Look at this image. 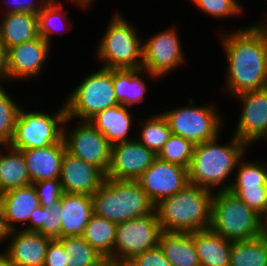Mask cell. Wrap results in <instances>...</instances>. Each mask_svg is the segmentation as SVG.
I'll list each match as a JSON object with an SVG mask.
<instances>
[{
    "label": "cell",
    "mask_w": 267,
    "mask_h": 266,
    "mask_svg": "<svg viewBox=\"0 0 267 266\" xmlns=\"http://www.w3.org/2000/svg\"><path fill=\"white\" fill-rule=\"evenodd\" d=\"M242 105L234 136L248 146L267 140V87L235 96ZM266 139V140H265Z\"/></svg>",
    "instance_id": "5bb4252c"
},
{
    "label": "cell",
    "mask_w": 267,
    "mask_h": 266,
    "mask_svg": "<svg viewBox=\"0 0 267 266\" xmlns=\"http://www.w3.org/2000/svg\"><path fill=\"white\" fill-rule=\"evenodd\" d=\"M36 189L40 206L49 208L64 194L60 179H48L32 183Z\"/></svg>",
    "instance_id": "74e56055"
},
{
    "label": "cell",
    "mask_w": 267,
    "mask_h": 266,
    "mask_svg": "<svg viewBox=\"0 0 267 266\" xmlns=\"http://www.w3.org/2000/svg\"><path fill=\"white\" fill-rule=\"evenodd\" d=\"M128 266H172L158 245L155 248L135 255L127 262Z\"/></svg>",
    "instance_id": "ab89813d"
},
{
    "label": "cell",
    "mask_w": 267,
    "mask_h": 266,
    "mask_svg": "<svg viewBox=\"0 0 267 266\" xmlns=\"http://www.w3.org/2000/svg\"><path fill=\"white\" fill-rule=\"evenodd\" d=\"M214 192L187 184L161 200L155 210L162 231L192 233L210 228Z\"/></svg>",
    "instance_id": "3957f363"
},
{
    "label": "cell",
    "mask_w": 267,
    "mask_h": 266,
    "mask_svg": "<svg viewBox=\"0 0 267 266\" xmlns=\"http://www.w3.org/2000/svg\"><path fill=\"white\" fill-rule=\"evenodd\" d=\"M20 151L26 161L31 184L60 178L62 159L66 152L63 139L51 146Z\"/></svg>",
    "instance_id": "d6986e66"
},
{
    "label": "cell",
    "mask_w": 267,
    "mask_h": 266,
    "mask_svg": "<svg viewBox=\"0 0 267 266\" xmlns=\"http://www.w3.org/2000/svg\"><path fill=\"white\" fill-rule=\"evenodd\" d=\"M143 124V125H142ZM141 129L137 134V139L142 145L154 151L156 154L162 149L167 142L172 132L169 128L168 122L162 113L153 114L144 122L140 123Z\"/></svg>",
    "instance_id": "f546056e"
},
{
    "label": "cell",
    "mask_w": 267,
    "mask_h": 266,
    "mask_svg": "<svg viewBox=\"0 0 267 266\" xmlns=\"http://www.w3.org/2000/svg\"><path fill=\"white\" fill-rule=\"evenodd\" d=\"M93 213L116 224L152 213L155 205L138 181L105 179L92 195Z\"/></svg>",
    "instance_id": "277c9868"
},
{
    "label": "cell",
    "mask_w": 267,
    "mask_h": 266,
    "mask_svg": "<svg viewBox=\"0 0 267 266\" xmlns=\"http://www.w3.org/2000/svg\"><path fill=\"white\" fill-rule=\"evenodd\" d=\"M58 240L63 244L67 266H93L102 257L82 236L64 237Z\"/></svg>",
    "instance_id": "4dcf8cb0"
},
{
    "label": "cell",
    "mask_w": 267,
    "mask_h": 266,
    "mask_svg": "<svg viewBox=\"0 0 267 266\" xmlns=\"http://www.w3.org/2000/svg\"><path fill=\"white\" fill-rule=\"evenodd\" d=\"M39 206V198L33 184L1 193L0 209L11 231L18 230V223L22 225L28 222L34 209Z\"/></svg>",
    "instance_id": "ffe728a7"
},
{
    "label": "cell",
    "mask_w": 267,
    "mask_h": 266,
    "mask_svg": "<svg viewBox=\"0 0 267 266\" xmlns=\"http://www.w3.org/2000/svg\"><path fill=\"white\" fill-rule=\"evenodd\" d=\"M137 181L151 202L157 205L189 184L188 169L157 157Z\"/></svg>",
    "instance_id": "9a60e30c"
},
{
    "label": "cell",
    "mask_w": 267,
    "mask_h": 266,
    "mask_svg": "<svg viewBox=\"0 0 267 266\" xmlns=\"http://www.w3.org/2000/svg\"><path fill=\"white\" fill-rule=\"evenodd\" d=\"M229 191L260 216L267 211V186L230 187Z\"/></svg>",
    "instance_id": "8d00e7d4"
},
{
    "label": "cell",
    "mask_w": 267,
    "mask_h": 266,
    "mask_svg": "<svg viewBox=\"0 0 267 266\" xmlns=\"http://www.w3.org/2000/svg\"><path fill=\"white\" fill-rule=\"evenodd\" d=\"M46 218V207L39 206L38 208L34 209L32 212L30 219L28 221V225L22 227L21 229L25 231H34L38 232L44 225Z\"/></svg>",
    "instance_id": "7bdbcfd3"
},
{
    "label": "cell",
    "mask_w": 267,
    "mask_h": 266,
    "mask_svg": "<svg viewBox=\"0 0 267 266\" xmlns=\"http://www.w3.org/2000/svg\"><path fill=\"white\" fill-rule=\"evenodd\" d=\"M216 192V193H215ZM210 229L230 241H247L264 235L260 216L229 190L215 191Z\"/></svg>",
    "instance_id": "5b68a950"
},
{
    "label": "cell",
    "mask_w": 267,
    "mask_h": 266,
    "mask_svg": "<svg viewBox=\"0 0 267 266\" xmlns=\"http://www.w3.org/2000/svg\"><path fill=\"white\" fill-rule=\"evenodd\" d=\"M93 266H128V264L113 256H102Z\"/></svg>",
    "instance_id": "ee69618b"
},
{
    "label": "cell",
    "mask_w": 267,
    "mask_h": 266,
    "mask_svg": "<svg viewBox=\"0 0 267 266\" xmlns=\"http://www.w3.org/2000/svg\"><path fill=\"white\" fill-rule=\"evenodd\" d=\"M144 74H148L150 78L152 77L151 80H159V77L142 68L113 69V84L119 104L130 108L144 101V96L148 89L146 81H144Z\"/></svg>",
    "instance_id": "cb8c5ba5"
},
{
    "label": "cell",
    "mask_w": 267,
    "mask_h": 266,
    "mask_svg": "<svg viewBox=\"0 0 267 266\" xmlns=\"http://www.w3.org/2000/svg\"><path fill=\"white\" fill-rule=\"evenodd\" d=\"M1 147V146H0ZM0 149V192L31 184L26 161L20 150L4 145ZM7 147V148H6ZM4 151V152H3Z\"/></svg>",
    "instance_id": "4316f807"
},
{
    "label": "cell",
    "mask_w": 267,
    "mask_h": 266,
    "mask_svg": "<svg viewBox=\"0 0 267 266\" xmlns=\"http://www.w3.org/2000/svg\"><path fill=\"white\" fill-rule=\"evenodd\" d=\"M162 233L156 210L117 224L113 257L128 262L135 255L155 248Z\"/></svg>",
    "instance_id": "8fae6325"
},
{
    "label": "cell",
    "mask_w": 267,
    "mask_h": 266,
    "mask_svg": "<svg viewBox=\"0 0 267 266\" xmlns=\"http://www.w3.org/2000/svg\"><path fill=\"white\" fill-rule=\"evenodd\" d=\"M43 266H67L63 244L57 238L49 241Z\"/></svg>",
    "instance_id": "b9f144b4"
},
{
    "label": "cell",
    "mask_w": 267,
    "mask_h": 266,
    "mask_svg": "<svg viewBox=\"0 0 267 266\" xmlns=\"http://www.w3.org/2000/svg\"><path fill=\"white\" fill-rule=\"evenodd\" d=\"M60 211L61 238L82 236L93 214L92 196L64 193Z\"/></svg>",
    "instance_id": "44dd1931"
},
{
    "label": "cell",
    "mask_w": 267,
    "mask_h": 266,
    "mask_svg": "<svg viewBox=\"0 0 267 266\" xmlns=\"http://www.w3.org/2000/svg\"><path fill=\"white\" fill-rule=\"evenodd\" d=\"M64 102L71 120L89 121L97 113L116 106L113 69L100 68L88 73Z\"/></svg>",
    "instance_id": "52a82bcc"
},
{
    "label": "cell",
    "mask_w": 267,
    "mask_h": 266,
    "mask_svg": "<svg viewBox=\"0 0 267 266\" xmlns=\"http://www.w3.org/2000/svg\"><path fill=\"white\" fill-rule=\"evenodd\" d=\"M67 117L65 104L57 112L25 111L21 106L15 132L9 145L16 150L36 149L58 144L63 139V126Z\"/></svg>",
    "instance_id": "ba28073f"
},
{
    "label": "cell",
    "mask_w": 267,
    "mask_h": 266,
    "mask_svg": "<svg viewBox=\"0 0 267 266\" xmlns=\"http://www.w3.org/2000/svg\"><path fill=\"white\" fill-rule=\"evenodd\" d=\"M0 21V42L5 51L40 36L38 14L4 13Z\"/></svg>",
    "instance_id": "603a6c76"
},
{
    "label": "cell",
    "mask_w": 267,
    "mask_h": 266,
    "mask_svg": "<svg viewBox=\"0 0 267 266\" xmlns=\"http://www.w3.org/2000/svg\"><path fill=\"white\" fill-rule=\"evenodd\" d=\"M156 158L157 154L137 139L115 144L111 146V163L106 177L137 181Z\"/></svg>",
    "instance_id": "2e32d148"
},
{
    "label": "cell",
    "mask_w": 267,
    "mask_h": 266,
    "mask_svg": "<svg viewBox=\"0 0 267 266\" xmlns=\"http://www.w3.org/2000/svg\"><path fill=\"white\" fill-rule=\"evenodd\" d=\"M9 237L8 247L3 249L2 254L14 266L44 265L47 246L52 238L23 229L11 231Z\"/></svg>",
    "instance_id": "ac0fdd59"
},
{
    "label": "cell",
    "mask_w": 267,
    "mask_h": 266,
    "mask_svg": "<svg viewBox=\"0 0 267 266\" xmlns=\"http://www.w3.org/2000/svg\"><path fill=\"white\" fill-rule=\"evenodd\" d=\"M230 266H267V233L247 241H233Z\"/></svg>",
    "instance_id": "f1b7e54d"
},
{
    "label": "cell",
    "mask_w": 267,
    "mask_h": 266,
    "mask_svg": "<svg viewBox=\"0 0 267 266\" xmlns=\"http://www.w3.org/2000/svg\"><path fill=\"white\" fill-rule=\"evenodd\" d=\"M221 45L228 67L225 77L228 95L267 87V46L262 34L254 25L235 31L221 32Z\"/></svg>",
    "instance_id": "6da1fadb"
},
{
    "label": "cell",
    "mask_w": 267,
    "mask_h": 266,
    "mask_svg": "<svg viewBox=\"0 0 267 266\" xmlns=\"http://www.w3.org/2000/svg\"><path fill=\"white\" fill-rule=\"evenodd\" d=\"M129 109V107L118 104L97 113L89 122L106 137L111 146L130 141L137 136L129 135L133 128V118Z\"/></svg>",
    "instance_id": "7402d4cb"
},
{
    "label": "cell",
    "mask_w": 267,
    "mask_h": 266,
    "mask_svg": "<svg viewBox=\"0 0 267 266\" xmlns=\"http://www.w3.org/2000/svg\"><path fill=\"white\" fill-rule=\"evenodd\" d=\"M6 51L0 42V85L5 83Z\"/></svg>",
    "instance_id": "bcb514c9"
},
{
    "label": "cell",
    "mask_w": 267,
    "mask_h": 266,
    "mask_svg": "<svg viewBox=\"0 0 267 266\" xmlns=\"http://www.w3.org/2000/svg\"><path fill=\"white\" fill-rule=\"evenodd\" d=\"M59 179L64 193L92 196L104 183L106 174L95 165L65 152Z\"/></svg>",
    "instance_id": "e0dca14e"
},
{
    "label": "cell",
    "mask_w": 267,
    "mask_h": 266,
    "mask_svg": "<svg viewBox=\"0 0 267 266\" xmlns=\"http://www.w3.org/2000/svg\"><path fill=\"white\" fill-rule=\"evenodd\" d=\"M262 223H263L265 232L267 233V211H266V213L264 214V216L262 217Z\"/></svg>",
    "instance_id": "681fc988"
},
{
    "label": "cell",
    "mask_w": 267,
    "mask_h": 266,
    "mask_svg": "<svg viewBox=\"0 0 267 266\" xmlns=\"http://www.w3.org/2000/svg\"><path fill=\"white\" fill-rule=\"evenodd\" d=\"M219 139L218 135L212 140L195 145L188 168L189 183L213 192L219 187L217 191L229 190L233 181L230 177L236 171L238 162L246 158L248 149V145L234 135L227 144H219Z\"/></svg>",
    "instance_id": "7a4b0ae2"
},
{
    "label": "cell",
    "mask_w": 267,
    "mask_h": 266,
    "mask_svg": "<svg viewBox=\"0 0 267 266\" xmlns=\"http://www.w3.org/2000/svg\"><path fill=\"white\" fill-rule=\"evenodd\" d=\"M188 103L190 104L184 107H173L162 112L172 134L181 136L195 145L220 135L223 118L217 108L211 103L195 106L194 98H190Z\"/></svg>",
    "instance_id": "9c48e42d"
},
{
    "label": "cell",
    "mask_w": 267,
    "mask_h": 266,
    "mask_svg": "<svg viewBox=\"0 0 267 266\" xmlns=\"http://www.w3.org/2000/svg\"><path fill=\"white\" fill-rule=\"evenodd\" d=\"M201 266H230L232 242L210 228L192 232Z\"/></svg>",
    "instance_id": "d4e9b609"
},
{
    "label": "cell",
    "mask_w": 267,
    "mask_h": 266,
    "mask_svg": "<svg viewBox=\"0 0 267 266\" xmlns=\"http://www.w3.org/2000/svg\"><path fill=\"white\" fill-rule=\"evenodd\" d=\"M243 160L242 158L238 162L236 175L230 187L267 186V162Z\"/></svg>",
    "instance_id": "836d02e7"
},
{
    "label": "cell",
    "mask_w": 267,
    "mask_h": 266,
    "mask_svg": "<svg viewBox=\"0 0 267 266\" xmlns=\"http://www.w3.org/2000/svg\"><path fill=\"white\" fill-rule=\"evenodd\" d=\"M0 266H14V265L0 252Z\"/></svg>",
    "instance_id": "c3c4849f"
},
{
    "label": "cell",
    "mask_w": 267,
    "mask_h": 266,
    "mask_svg": "<svg viewBox=\"0 0 267 266\" xmlns=\"http://www.w3.org/2000/svg\"><path fill=\"white\" fill-rule=\"evenodd\" d=\"M62 197L54 201L49 208L46 207V218L43 227L38 231L40 234L52 239L61 238V209Z\"/></svg>",
    "instance_id": "f35d334b"
},
{
    "label": "cell",
    "mask_w": 267,
    "mask_h": 266,
    "mask_svg": "<svg viewBox=\"0 0 267 266\" xmlns=\"http://www.w3.org/2000/svg\"><path fill=\"white\" fill-rule=\"evenodd\" d=\"M66 117L63 126V141L66 152L70 155L95 165L107 174L111 163V145L106 137L101 134L89 121H77L76 126L66 129Z\"/></svg>",
    "instance_id": "30bf717a"
},
{
    "label": "cell",
    "mask_w": 267,
    "mask_h": 266,
    "mask_svg": "<svg viewBox=\"0 0 267 266\" xmlns=\"http://www.w3.org/2000/svg\"><path fill=\"white\" fill-rule=\"evenodd\" d=\"M64 9L61 2L59 3L56 0H51L39 13H38V26H39V35L46 40L48 43H51L52 34L59 33L61 31H66L65 28L62 29L63 25H60V22H64V26L69 24V18L67 16L68 12ZM61 20V21H60ZM60 21V22H59ZM66 22V23H65ZM59 24V25H58ZM61 28H60V27Z\"/></svg>",
    "instance_id": "1f68e13d"
},
{
    "label": "cell",
    "mask_w": 267,
    "mask_h": 266,
    "mask_svg": "<svg viewBox=\"0 0 267 266\" xmlns=\"http://www.w3.org/2000/svg\"><path fill=\"white\" fill-rule=\"evenodd\" d=\"M118 11L112 16L96 54L106 69H139L143 61L140 31Z\"/></svg>",
    "instance_id": "8992f818"
},
{
    "label": "cell",
    "mask_w": 267,
    "mask_h": 266,
    "mask_svg": "<svg viewBox=\"0 0 267 266\" xmlns=\"http://www.w3.org/2000/svg\"><path fill=\"white\" fill-rule=\"evenodd\" d=\"M10 1V0H9ZM9 1L3 0V4L9 5ZM9 9L4 13L27 12L38 14L51 0H11Z\"/></svg>",
    "instance_id": "60d3db41"
},
{
    "label": "cell",
    "mask_w": 267,
    "mask_h": 266,
    "mask_svg": "<svg viewBox=\"0 0 267 266\" xmlns=\"http://www.w3.org/2000/svg\"><path fill=\"white\" fill-rule=\"evenodd\" d=\"M191 2L214 19L223 18L225 20L228 17H237L244 10L238 0H191Z\"/></svg>",
    "instance_id": "d590c367"
},
{
    "label": "cell",
    "mask_w": 267,
    "mask_h": 266,
    "mask_svg": "<svg viewBox=\"0 0 267 266\" xmlns=\"http://www.w3.org/2000/svg\"><path fill=\"white\" fill-rule=\"evenodd\" d=\"M158 245L172 266H201L191 233L162 231Z\"/></svg>",
    "instance_id": "484cf974"
},
{
    "label": "cell",
    "mask_w": 267,
    "mask_h": 266,
    "mask_svg": "<svg viewBox=\"0 0 267 266\" xmlns=\"http://www.w3.org/2000/svg\"><path fill=\"white\" fill-rule=\"evenodd\" d=\"M11 230L9 229L7 222L0 209V243H3L5 239H9Z\"/></svg>",
    "instance_id": "f6af8a7d"
},
{
    "label": "cell",
    "mask_w": 267,
    "mask_h": 266,
    "mask_svg": "<svg viewBox=\"0 0 267 266\" xmlns=\"http://www.w3.org/2000/svg\"><path fill=\"white\" fill-rule=\"evenodd\" d=\"M176 29L172 26L143 41L142 69L164 78L184 64V51Z\"/></svg>",
    "instance_id": "7c38bea8"
},
{
    "label": "cell",
    "mask_w": 267,
    "mask_h": 266,
    "mask_svg": "<svg viewBox=\"0 0 267 266\" xmlns=\"http://www.w3.org/2000/svg\"><path fill=\"white\" fill-rule=\"evenodd\" d=\"M52 45L41 36L15 45L6 51L5 82L40 76L47 64Z\"/></svg>",
    "instance_id": "4fadbf2b"
},
{
    "label": "cell",
    "mask_w": 267,
    "mask_h": 266,
    "mask_svg": "<svg viewBox=\"0 0 267 266\" xmlns=\"http://www.w3.org/2000/svg\"><path fill=\"white\" fill-rule=\"evenodd\" d=\"M194 148L195 144L191 141L181 136L171 134L167 142L157 154V157L161 160L180 165L188 169Z\"/></svg>",
    "instance_id": "d6a6232c"
},
{
    "label": "cell",
    "mask_w": 267,
    "mask_h": 266,
    "mask_svg": "<svg viewBox=\"0 0 267 266\" xmlns=\"http://www.w3.org/2000/svg\"><path fill=\"white\" fill-rule=\"evenodd\" d=\"M116 231V223L93 213L82 237L102 256H112Z\"/></svg>",
    "instance_id": "83f0119b"
},
{
    "label": "cell",
    "mask_w": 267,
    "mask_h": 266,
    "mask_svg": "<svg viewBox=\"0 0 267 266\" xmlns=\"http://www.w3.org/2000/svg\"><path fill=\"white\" fill-rule=\"evenodd\" d=\"M0 85V145H9L14 137L16 119L20 110L18 103ZM16 102V103H15Z\"/></svg>",
    "instance_id": "e575fe53"
},
{
    "label": "cell",
    "mask_w": 267,
    "mask_h": 266,
    "mask_svg": "<svg viewBox=\"0 0 267 266\" xmlns=\"http://www.w3.org/2000/svg\"><path fill=\"white\" fill-rule=\"evenodd\" d=\"M267 14V13H266ZM265 20L262 22H259V23H253V25L258 29V31L262 34V36L264 37L265 39V43H266V46H267V15L264 16Z\"/></svg>",
    "instance_id": "7dc6e473"
}]
</instances>
